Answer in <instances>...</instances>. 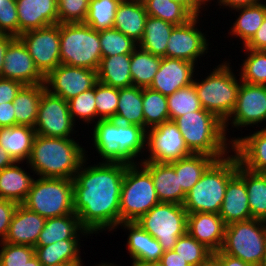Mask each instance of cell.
Segmentation results:
<instances>
[{
    "instance_id": "1",
    "label": "cell",
    "mask_w": 266,
    "mask_h": 266,
    "mask_svg": "<svg viewBox=\"0 0 266 266\" xmlns=\"http://www.w3.org/2000/svg\"><path fill=\"white\" fill-rule=\"evenodd\" d=\"M85 161L73 179L74 213L91 234L116 229L120 224L121 187L129 164L103 162L83 168Z\"/></svg>"
},
{
    "instance_id": "2",
    "label": "cell",
    "mask_w": 266,
    "mask_h": 266,
    "mask_svg": "<svg viewBox=\"0 0 266 266\" xmlns=\"http://www.w3.org/2000/svg\"><path fill=\"white\" fill-rule=\"evenodd\" d=\"M84 151L74 139L36 134L27 163L43 178L73 180L85 159Z\"/></svg>"
},
{
    "instance_id": "3",
    "label": "cell",
    "mask_w": 266,
    "mask_h": 266,
    "mask_svg": "<svg viewBox=\"0 0 266 266\" xmlns=\"http://www.w3.org/2000/svg\"><path fill=\"white\" fill-rule=\"evenodd\" d=\"M97 122V123H96ZM95 122V148L105 162L135 164L146 142V130L138 125L123 124L113 119ZM134 158V159H133Z\"/></svg>"
},
{
    "instance_id": "4",
    "label": "cell",
    "mask_w": 266,
    "mask_h": 266,
    "mask_svg": "<svg viewBox=\"0 0 266 266\" xmlns=\"http://www.w3.org/2000/svg\"><path fill=\"white\" fill-rule=\"evenodd\" d=\"M238 165L239 160L236 155L215 160L186 193L183 207L187 213L219 214L227 184L237 172Z\"/></svg>"
},
{
    "instance_id": "5",
    "label": "cell",
    "mask_w": 266,
    "mask_h": 266,
    "mask_svg": "<svg viewBox=\"0 0 266 266\" xmlns=\"http://www.w3.org/2000/svg\"><path fill=\"white\" fill-rule=\"evenodd\" d=\"M174 122L193 154H207L219 160L228 153L224 122L213 113L202 108L177 117Z\"/></svg>"
},
{
    "instance_id": "6",
    "label": "cell",
    "mask_w": 266,
    "mask_h": 266,
    "mask_svg": "<svg viewBox=\"0 0 266 266\" xmlns=\"http://www.w3.org/2000/svg\"><path fill=\"white\" fill-rule=\"evenodd\" d=\"M101 59L99 31L84 22L60 24L61 64L97 71Z\"/></svg>"
},
{
    "instance_id": "7",
    "label": "cell",
    "mask_w": 266,
    "mask_h": 266,
    "mask_svg": "<svg viewBox=\"0 0 266 266\" xmlns=\"http://www.w3.org/2000/svg\"><path fill=\"white\" fill-rule=\"evenodd\" d=\"M193 84L203 109L216 115L222 122L229 119L241 85L231 72L229 63L218 65L207 78L201 82L193 81Z\"/></svg>"
},
{
    "instance_id": "8",
    "label": "cell",
    "mask_w": 266,
    "mask_h": 266,
    "mask_svg": "<svg viewBox=\"0 0 266 266\" xmlns=\"http://www.w3.org/2000/svg\"><path fill=\"white\" fill-rule=\"evenodd\" d=\"M73 197V180L39 177L33 181L22 205L45 219L61 217L74 213Z\"/></svg>"
},
{
    "instance_id": "9",
    "label": "cell",
    "mask_w": 266,
    "mask_h": 266,
    "mask_svg": "<svg viewBox=\"0 0 266 266\" xmlns=\"http://www.w3.org/2000/svg\"><path fill=\"white\" fill-rule=\"evenodd\" d=\"M136 164L126 167L120 194V223L136 222L159 204L150 173Z\"/></svg>"
},
{
    "instance_id": "10",
    "label": "cell",
    "mask_w": 266,
    "mask_h": 266,
    "mask_svg": "<svg viewBox=\"0 0 266 266\" xmlns=\"http://www.w3.org/2000/svg\"><path fill=\"white\" fill-rule=\"evenodd\" d=\"M266 246V226L250 219L226 225L220 251L254 266H261Z\"/></svg>"
},
{
    "instance_id": "11",
    "label": "cell",
    "mask_w": 266,
    "mask_h": 266,
    "mask_svg": "<svg viewBox=\"0 0 266 266\" xmlns=\"http://www.w3.org/2000/svg\"><path fill=\"white\" fill-rule=\"evenodd\" d=\"M187 218L183 205L160 202L136 222L167 251L173 250L177 239L187 233Z\"/></svg>"
},
{
    "instance_id": "12",
    "label": "cell",
    "mask_w": 266,
    "mask_h": 266,
    "mask_svg": "<svg viewBox=\"0 0 266 266\" xmlns=\"http://www.w3.org/2000/svg\"><path fill=\"white\" fill-rule=\"evenodd\" d=\"M18 38L44 77L61 64L60 23L24 32Z\"/></svg>"
},
{
    "instance_id": "13",
    "label": "cell",
    "mask_w": 266,
    "mask_h": 266,
    "mask_svg": "<svg viewBox=\"0 0 266 266\" xmlns=\"http://www.w3.org/2000/svg\"><path fill=\"white\" fill-rule=\"evenodd\" d=\"M148 131H146L145 145L151 154L143 162L169 164L193 154L186 146L183 135L173 120L165 121Z\"/></svg>"
},
{
    "instance_id": "14",
    "label": "cell",
    "mask_w": 266,
    "mask_h": 266,
    "mask_svg": "<svg viewBox=\"0 0 266 266\" xmlns=\"http://www.w3.org/2000/svg\"><path fill=\"white\" fill-rule=\"evenodd\" d=\"M68 101L45 89L38 107V117L34 126L37 135L55 138H70L74 130Z\"/></svg>"
},
{
    "instance_id": "15",
    "label": "cell",
    "mask_w": 266,
    "mask_h": 266,
    "mask_svg": "<svg viewBox=\"0 0 266 266\" xmlns=\"http://www.w3.org/2000/svg\"><path fill=\"white\" fill-rule=\"evenodd\" d=\"M97 82V71L93 69L60 64L45 77L44 85L50 93L68 101L93 88Z\"/></svg>"
},
{
    "instance_id": "16",
    "label": "cell",
    "mask_w": 266,
    "mask_h": 266,
    "mask_svg": "<svg viewBox=\"0 0 266 266\" xmlns=\"http://www.w3.org/2000/svg\"><path fill=\"white\" fill-rule=\"evenodd\" d=\"M236 105L230 114V119L224 122L226 133L227 123L231 121L235 127L255 125L266 121V85L241 82Z\"/></svg>"
},
{
    "instance_id": "17",
    "label": "cell",
    "mask_w": 266,
    "mask_h": 266,
    "mask_svg": "<svg viewBox=\"0 0 266 266\" xmlns=\"http://www.w3.org/2000/svg\"><path fill=\"white\" fill-rule=\"evenodd\" d=\"M198 16L187 23L175 26L168 39L166 57L195 63L208 50L205 35L197 29Z\"/></svg>"
},
{
    "instance_id": "18",
    "label": "cell",
    "mask_w": 266,
    "mask_h": 266,
    "mask_svg": "<svg viewBox=\"0 0 266 266\" xmlns=\"http://www.w3.org/2000/svg\"><path fill=\"white\" fill-rule=\"evenodd\" d=\"M1 78L21 82L23 85L44 84L45 77L35 66L23 42L16 37L8 46Z\"/></svg>"
},
{
    "instance_id": "19",
    "label": "cell",
    "mask_w": 266,
    "mask_h": 266,
    "mask_svg": "<svg viewBox=\"0 0 266 266\" xmlns=\"http://www.w3.org/2000/svg\"><path fill=\"white\" fill-rule=\"evenodd\" d=\"M195 64L182 59L161 57L158 72L149 88L169 96L193 83Z\"/></svg>"
},
{
    "instance_id": "20",
    "label": "cell",
    "mask_w": 266,
    "mask_h": 266,
    "mask_svg": "<svg viewBox=\"0 0 266 266\" xmlns=\"http://www.w3.org/2000/svg\"><path fill=\"white\" fill-rule=\"evenodd\" d=\"M226 224L219 214L209 212L188 213L187 233L213 253L220 251Z\"/></svg>"
},
{
    "instance_id": "21",
    "label": "cell",
    "mask_w": 266,
    "mask_h": 266,
    "mask_svg": "<svg viewBox=\"0 0 266 266\" xmlns=\"http://www.w3.org/2000/svg\"><path fill=\"white\" fill-rule=\"evenodd\" d=\"M46 219L18 204L11 218L4 242L35 247Z\"/></svg>"
},
{
    "instance_id": "22",
    "label": "cell",
    "mask_w": 266,
    "mask_h": 266,
    "mask_svg": "<svg viewBox=\"0 0 266 266\" xmlns=\"http://www.w3.org/2000/svg\"><path fill=\"white\" fill-rule=\"evenodd\" d=\"M19 36L58 23V0H16Z\"/></svg>"
},
{
    "instance_id": "23",
    "label": "cell",
    "mask_w": 266,
    "mask_h": 266,
    "mask_svg": "<svg viewBox=\"0 0 266 266\" xmlns=\"http://www.w3.org/2000/svg\"><path fill=\"white\" fill-rule=\"evenodd\" d=\"M142 163V164H141ZM151 175L160 202L183 205L186 193L179 186V174L168 163L141 162Z\"/></svg>"
},
{
    "instance_id": "24",
    "label": "cell",
    "mask_w": 266,
    "mask_h": 266,
    "mask_svg": "<svg viewBox=\"0 0 266 266\" xmlns=\"http://www.w3.org/2000/svg\"><path fill=\"white\" fill-rule=\"evenodd\" d=\"M124 229L130 231L128 236V251L133 259L132 265H145L160 262L164 253L158 240L146 232L137 222H121Z\"/></svg>"
},
{
    "instance_id": "25",
    "label": "cell",
    "mask_w": 266,
    "mask_h": 266,
    "mask_svg": "<svg viewBox=\"0 0 266 266\" xmlns=\"http://www.w3.org/2000/svg\"><path fill=\"white\" fill-rule=\"evenodd\" d=\"M219 215L226 225L252 219L247 187L237 172L229 179Z\"/></svg>"
},
{
    "instance_id": "26",
    "label": "cell",
    "mask_w": 266,
    "mask_h": 266,
    "mask_svg": "<svg viewBox=\"0 0 266 266\" xmlns=\"http://www.w3.org/2000/svg\"><path fill=\"white\" fill-rule=\"evenodd\" d=\"M229 142L243 167L266 173V127L250 136L231 139Z\"/></svg>"
},
{
    "instance_id": "27",
    "label": "cell",
    "mask_w": 266,
    "mask_h": 266,
    "mask_svg": "<svg viewBox=\"0 0 266 266\" xmlns=\"http://www.w3.org/2000/svg\"><path fill=\"white\" fill-rule=\"evenodd\" d=\"M147 17L142 0H122L115 14L113 28L138 44L142 39Z\"/></svg>"
},
{
    "instance_id": "28",
    "label": "cell",
    "mask_w": 266,
    "mask_h": 266,
    "mask_svg": "<svg viewBox=\"0 0 266 266\" xmlns=\"http://www.w3.org/2000/svg\"><path fill=\"white\" fill-rule=\"evenodd\" d=\"M79 230L82 234H90L81 226L75 213L47 218L35 246H48L64 239H79Z\"/></svg>"
},
{
    "instance_id": "29",
    "label": "cell",
    "mask_w": 266,
    "mask_h": 266,
    "mask_svg": "<svg viewBox=\"0 0 266 266\" xmlns=\"http://www.w3.org/2000/svg\"><path fill=\"white\" fill-rule=\"evenodd\" d=\"M35 135V129L29 126L16 125L0 128V146L15 162L25 159L28 161Z\"/></svg>"
},
{
    "instance_id": "30",
    "label": "cell",
    "mask_w": 266,
    "mask_h": 266,
    "mask_svg": "<svg viewBox=\"0 0 266 266\" xmlns=\"http://www.w3.org/2000/svg\"><path fill=\"white\" fill-rule=\"evenodd\" d=\"M130 62L131 54L103 57L97 69L98 82L115 88L132 86Z\"/></svg>"
},
{
    "instance_id": "31",
    "label": "cell",
    "mask_w": 266,
    "mask_h": 266,
    "mask_svg": "<svg viewBox=\"0 0 266 266\" xmlns=\"http://www.w3.org/2000/svg\"><path fill=\"white\" fill-rule=\"evenodd\" d=\"M16 163L0 171V198L22 204L34 179Z\"/></svg>"
},
{
    "instance_id": "32",
    "label": "cell",
    "mask_w": 266,
    "mask_h": 266,
    "mask_svg": "<svg viewBox=\"0 0 266 266\" xmlns=\"http://www.w3.org/2000/svg\"><path fill=\"white\" fill-rule=\"evenodd\" d=\"M44 84L24 85L13 100L15 110V126H29L34 128L41 95L45 90Z\"/></svg>"
},
{
    "instance_id": "33",
    "label": "cell",
    "mask_w": 266,
    "mask_h": 266,
    "mask_svg": "<svg viewBox=\"0 0 266 266\" xmlns=\"http://www.w3.org/2000/svg\"><path fill=\"white\" fill-rule=\"evenodd\" d=\"M237 173L244 179L247 187L252 219L264 221L266 218V173L251 171L240 163L237 166Z\"/></svg>"
},
{
    "instance_id": "34",
    "label": "cell",
    "mask_w": 266,
    "mask_h": 266,
    "mask_svg": "<svg viewBox=\"0 0 266 266\" xmlns=\"http://www.w3.org/2000/svg\"><path fill=\"white\" fill-rule=\"evenodd\" d=\"M114 120L144 128L143 88L134 85L119 88V101Z\"/></svg>"
},
{
    "instance_id": "35",
    "label": "cell",
    "mask_w": 266,
    "mask_h": 266,
    "mask_svg": "<svg viewBox=\"0 0 266 266\" xmlns=\"http://www.w3.org/2000/svg\"><path fill=\"white\" fill-rule=\"evenodd\" d=\"M80 239H64L48 246H35V255L42 265L57 263L82 265L79 254Z\"/></svg>"
},
{
    "instance_id": "36",
    "label": "cell",
    "mask_w": 266,
    "mask_h": 266,
    "mask_svg": "<svg viewBox=\"0 0 266 266\" xmlns=\"http://www.w3.org/2000/svg\"><path fill=\"white\" fill-rule=\"evenodd\" d=\"M174 27L175 25L162 19L148 16L138 47L153 55L166 57L168 39Z\"/></svg>"
},
{
    "instance_id": "37",
    "label": "cell",
    "mask_w": 266,
    "mask_h": 266,
    "mask_svg": "<svg viewBox=\"0 0 266 266\" xmlns=\"http://www.w3.org/2000/svg\"><path fill=\"white\" fill-rule=\"evenodd\" d=\"M216 159L207 154H192L169 163L179 174V186L187 193Z\"/></svg>"
},
{
    "instance_id": "38",
    "label": "cell",
    "mask_w": 266,
    "mask_h": 266,
    "mask_svg": "<svg viewBox=\"0 0 266 266\" xmlns=\"http://www.w3.org/2000/svg\"><path fill=\"white\" fill-rule=\"evenodd\" d=\"M160 63L161 57L153 55L137 46L131 53L130 62L133 85L139 88H149L159 70Z\"/></svg>"
},
{
    "instance_id": "39",
    "label": "cell",
    "mask_w": 266,
    "mask_h": 266,
    "mask_svg": "<svg viewBox=\"0 0 266 266\" xmlns=\"http://www.w3.org/2000/svg\"><path fill=\"white\" fill-rule=\"evenodd\" d=\"M241 10V14L233 25L232 35L240 37L244 46L252 39L256 31L266 18V4L261 2L255 5L235 8Z\"/></svg>"
},
{
    "instance_id": "40",
    "label": "cell",
    "mask_w": 266,
    "mask_h": 266,
    "mask_svg": "<svg viewBox=\"0 0 266 266\" xmlns=\"http://www.w3.org/2000/svg\"><path fill=\"white\" fill-rule=\"evenodd\" d=\"M148 16L162 19L175 26L187 23L194 16L180 3L172 0H142Z\"/></svg>"
},
{
    "instance_id": "41",
    "label": "cell",
    "mask_w": 266,
    "mask_h": 266,
    "mask_svg": "<svg viewBox=\"0 0 266 266\" xmlns=\"http://www.w3.org/2000/svg\"><path fill=\"white\" fill-rule=\"evenodd\" d=\"M143 116L146 131L168 121L167 96L151 88H143Z\"/></svg>"
},
{
    "instance_id": "42",
    "label": "cell",
    "mask_w": 266,
    "mask_h": 266,
    "mask_svg": "<svg viewBox=\"0 0 266 266\" xmlns=\"http://www.w3.org/2000/svg\"><path fill=\"white\" fill-rule=\"evenodd\" d=\"M122 0H90L84 21L96 31L113 28L117 8Z\"/></svg>"
},
{
    "instance_id": "43",
    "label": "cell",
    "mask_w": 266,
    "mask_h": 266,
    "mask_svg": "<svg viewBox=\"0 0 266 266\" xmlns=\"http://www.w3.org/2000/svg\"><path fill=\"white\" fill-rule=\"evenodd\" d=\"M169 120L202 109L194 84L180 88L167 96Z\"/></svg>"
},
{
    "instance_id": "44",
    "label": "cell",
    "mask_w": 266,
    "mask_h": 266,
    "mask_svg": "<svg viewBox=\"0 0 266 266\" xmlns=\"http://www.w3.org/2000/svg\"><path fill=\"white\" fill-rule=\"evenodd\" d=\"M173 250L188 262L190 266H202L207 263L213 255L211 250L202 243H199L188 233L177 239Z\"/></svg>"
},
{
    "instance_id": "45",
    "label": "cell",
    "mask_w": 266,
    "mask_h": 266,
    "mask_svg": "<svg viewBox=\"0 0 266 266\" xmlns=\"http://www.w3.org/2000/svg\"><path fill=\"white\" fill-rule=\"evenodd\" d=\"M101 54L110 57L119 54H131L138 44L114 28L99 31Z\"/></svg>"
},
{
    "instance_id": "46",
    "label": "cell",
    "mask_w": 266,
    "mask_h": 266,
    "mask_svg": "<svg viewBox=\"0 0 266 266\" xmlns=\"http://www.w3.org/2000/svg\"><path fill=\"white\" fill-rule=\"evenodd\" d=\"M245 50L248 52V57L243 61L240 81L250 84L266 85V51Z\"/></svg>"
},
{
    "instance_id": "47",
    "label": "cell",
    "mask_w": 266,
    "mask_h": 266,
    "mask_svg": "<svg viewBox=\"0 0 266 266\" xmlns=\"http://www.w3.org/2000/svg\"><path fill=\"white\" fill-rule=\"evenodd\" d=\"M119 101V88L100 82L95 84V104L99 120L115 119Z\"/></svg>"
},
{
    "instance_id": "48",
    "label": "cell",
    "mask_w": 266,
    "mask_h": 266,
    "mask_svg": "<svg viewBox=\"0 0 266 266\" xmlns=\"http://www.w3.org/2000/svg\"><path fill=\"white\" fill-rule=\"evenodd\" d=\"M72 120L77 116L87 123L97 117L95 86L68 100Z\"/></svg>"
},
{
    "instance_id": "49",
    "label": "cell",
    "mask_w": 266,
    "mask_h": 266,
    "mask_svg": "<svg viewBox=\"0 0 266 266\" xmlns=\"http://www.w3.org/2000/svg\"><path fill=\"white\" fill-rule=\"evenodd\" d=\"M90 0H58V23H82L88 13Z\"/></svg>"
},
{
    "instance_id": "50",
    "label": "cell",
    "mask_w": 266,
    "mask_h": 266,
    "mask_svg": "<svg viewBox=\"0 0 266 266\" xmlns=\"http://www.w3.org/2000/svg\"><path fill=\"white\" fill-rule=\"evenodd\" d=\"M0 266H25L35 255V248L28 245H15L2 242Z\"/></svg>"
},
{
    "instance_id": "51",
    "label": "cell",
    "mask_w": 266,
    "mask_h": 266,
    "mask_svg": "<svg viewBox=\"0 0 266 266\" xmlns=\"http://www.w3.org/2000/svg\"><path fill=\"white\" fill-rule=\"evenodd\" d=\"M0 34L19 37L16 0H0Z\"/></svg>"
},
{
    "instance_id": "52",
    "label": "cell",
    "mask_w": 266,
    "mask_h": 266,
    "mask_svg": "<svg viewBox=\"0 0 266 266\" xmlns=\"http://www.w3.org/2000/svg\"><path fill=\"white\" fill-rule=\"evenodd\" d=\"M18 204L14 201L0 198V236L4 242L10 226L11 218Z\"/></svg>"
},
{
    "instance_id": "53",
    "label": "cell",
    "mask_w": 266,
    "mask_h": 266,
    "mask_svg": "<svg viewBox=\"0 0 266 266\" xmlns=\"http://www.w3.org/2000/svg\"><path fill=\"white\" fill-rule=\"evenodd\" d=\"M23 86L21 82L0 77V104L13 102Z\"/></svg>"
},
{
    "instance_id": "54",
    "label": "cell",
    "mask_w": 266,
    "mask_h": 266,
    "mask_svg": "<svg viewBox=\"0 0 266 266\" xmlns=\"http://www.w3.org/2000/svg\"><path fill=\"white\" fill-rule=\"evenodd\" d=\"M244 47V49L266 51V18L252 39Z\"/></svg>"
},
{
    "instance_id": "55",
    "label": "cell",
    "mask_w": 266,
    "mask_h": 266,
    "mask_svg": "<svg viewBox=\"0 0 266 266\" xmlns=\"http://www.w3.org/2000/svg\"><path fill=\"white\" fill-rule=\"evenodd\" d=\"M15 126V110L13 102L0 104V128Z\"/></svg>"
},
{
    "instance_id": "56",
    "label": "cell",
    "mask_w": 266,
    "mask_h": 266,
    "mask_svg": "<svg viewBox=\"0 0 266 266\" xmlns=\"http://www.w3.org/2000/svg\"><path fill=\"white\" fill-rule=\"evenodd\" d=\"M212 258L220 266H254L243 262L241 259L222 253L221 251L214 252Z\"/></svg>"
},
{
    "instance_id": "57",
    "label": "cell",
    "mask_w": 266,
    "mask_h": 266,
    "mask_svg": "<svg viewBox=\"0 0 266 266\" xmlns=\"http://www.w3.org/2000/svg\"><path fill=\"white\" fill-rule=\"evenodd\" d=\"M160 263L163 266H190L178 253L174 250L164 251Z\"/></svg>"
},
{
    "instance_id": "58",
    "label": "cell",
    "mask_w": 266,
    "mask_h": 266,
    "mask_svg": "<svg viewBox=\"0 0 266 266\" xmlns=\"http://www.w3.org/2000/svg\"><path fill=\"white\" fill-rule=\"evenodd\" d=\"M182 4L193 16H198L202 4H206V0H172Z\"/></svg>"
},
{
    "instance_id": "59",
    "label": "cell",
    "mask_w": 266,
    "mask_h": 266,
    "mask_svg": "<svg viewBox=\"0 0 266 266\" xmlns=\"http://www.w3.org/2000/svg\"><path fill=\"white\" fill-rule=\"evenodd\" d=\"M16 37L8 34H0V76L3 71L4 57L9 44Z\"/></svg>"
},
{
    "instance_id": "60",
    "label": "cell",
    "mask_w": 266,
    "mask_h": 266,
    "mask_svg": "<svg viewBox=\"0 0 266 266\" xmlns=\"http://www.w3.org/2000/svg\"><path fill=\"white\" fill-rule=\"evenodd\" d=\"M219 5L229 6L235 9L239 7H246L260 3V0H218Z\"/></svg>"
},
{
    "instance_id": "61",
    "label": "cell",
    "mask_w": 266,
    "mask_h": 266,
    "mask_svg": "<svg viewBox=\"0 0 266 266\" xmlns=\"http://www.w3.org/2000/svg\"><path fill=\"white\" fill-rule=\"evenodd\" d=\"M14 162L9 153L0 146V171L11 166Z\"/></svg>"
},
{
    "instance_id": "62",
    "label": "cell",
    "mask_w": 266,
    "mask_h": 266,
    "mask_svg": "<svg viewBox=\"0 0 266 266\" xmlns=\"http://www.w3.org/2000/svg\"><path fill=\"white\" fill-rule=\"evenodd\" d=\"M25 266H42L36 255H34L31 259L28 260Z\"/></svg>"
},
{
    "instance_id": "63",
    "label": "cell",
    "mask_w": 266,
    "mask_h": 266,
    "mask_svg": "<svg viewBox=\"0 0 266 266\" xmlns=\"http://www.w3.org/2000/svg\"><path fill=\"white\" fill-rule=\"evenodd\" d=\"M202 266H220L213 258H211L207 263Z\"/></svg>"
},
{
    "instance_id": "64",
    "label": "cell",
    "mask_w": 266,
    "mask_h": 266,
    "mask_svg": "<svg viewBox=\"0 0 266 266\" xmlns=\"http://www.w3.org/2000/svg\"><path fill=\"white\" fill-rule=\"evenodd\" d=\"M132 266H163L160 262H156V263H149V264H145V265H132Z\"/></svg>"
},
{
    "instance_id": "65",
    "label": "cell",
    "mask_w": 266,
    "mask_h": 266,
    "mask_svg": "<svg viewBox=\"0 0 266 266\" xmlns=\"http://www.w3.org/2000/svg\"><path fill=\"white\" fill-rule=\"evenodd\" d=\"M42 266H75V265H73V264H67V263H57V264L42 265Z\"/></svg>"
},
{
    "instance_id": "66",
    "label": "cell",
    "mask_w": 266,
    "mask_h": 266,
    "mask_svg": "<svg viewBox=\"0 0 266 266\" xmlns=\"http://www.w3.org/2000/svg\"><path fill=\"white\" fill-rule=\"evenodd\" d=\"M261 266H266V246H265V255H264V259H263V262H262Z\"/></svg>"
},
{
    "instance_id": "67",
    "label": "cell",
    "mask_w": 266,
    "mask_h": 266,
    "mask_svg": "<svg viewBox=\"0 0 266 266\" xmlns=\"http://www.w3.org/2000/svg\"><path fill=\"white\" fill-rule=\"evenodd\" d=\"M97 266H114L112 263H110V265L109 264H107V263H101V265L99 264V265H97Z\"/></svg>"
}]
</instances>
